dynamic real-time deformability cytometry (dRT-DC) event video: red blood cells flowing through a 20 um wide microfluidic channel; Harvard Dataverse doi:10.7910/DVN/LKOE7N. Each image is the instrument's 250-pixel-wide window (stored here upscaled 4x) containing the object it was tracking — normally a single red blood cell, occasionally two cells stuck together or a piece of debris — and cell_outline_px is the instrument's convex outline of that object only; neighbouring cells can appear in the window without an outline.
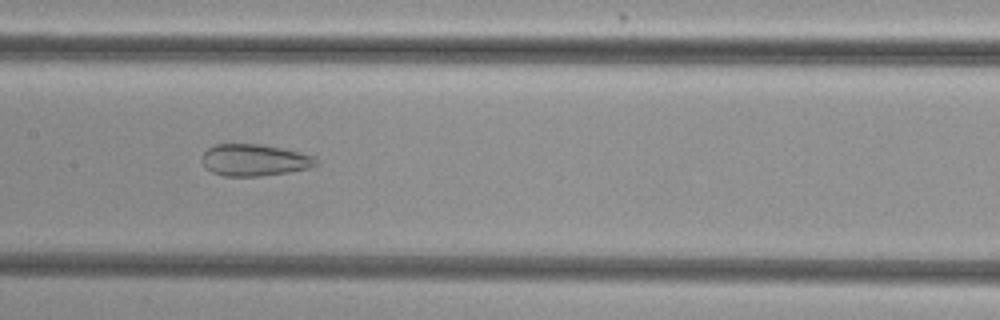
{"species": "common noctule bat (a hibernating species)", "species_latin": "Nyctalus noctula", "temperature_condition": "cold", "stored_images_in_passage": 52, "camera_frame_rate_fps": 3000, "um_per_image_px": 0.085, "animal": {"sex": "female", "body_mass_g": 29.2, "forearm_length_mm": 56.3}, "frame": {"image": 1, "passage_image": 26, "time_ms": 8.333, "image_size_px": [1000, 320], "cell_outline_px": [[320, 164], [308, 168], [288, 172], [260, 176], [224, 176], [212, 172], [204, 168], [204, 152], [208, 148], [216, 144], [260, 144], [300, 152], [316, 156]], "centroid_in_image_um": [21.67, 13.61], "position_along_channel_um": 185.7, "area_um2": 21.1}}
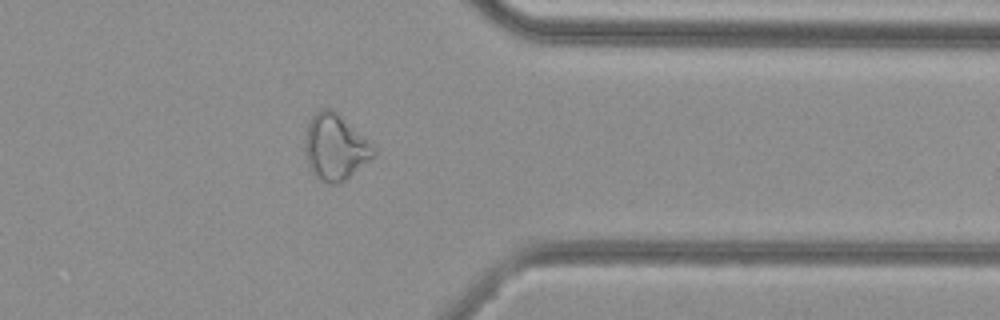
{"frame": {"image": 2, "passage_image": 42, "time_ms": 13.667, "image_size_px": [1000, 320], "cell_outline_px": [[376, 156], [344, 180], [336, 184], [328, 184], [320, 180], [312, 172], [308, 164], [304, 152], [304, 140], [308, 124], [312, 116], [320, 108], [336, 108], [376, 148]], "centroid_in_image_um": [28.5, 12.47], "position_along_channel_um": 382.9, "area_um2": 26.88}}
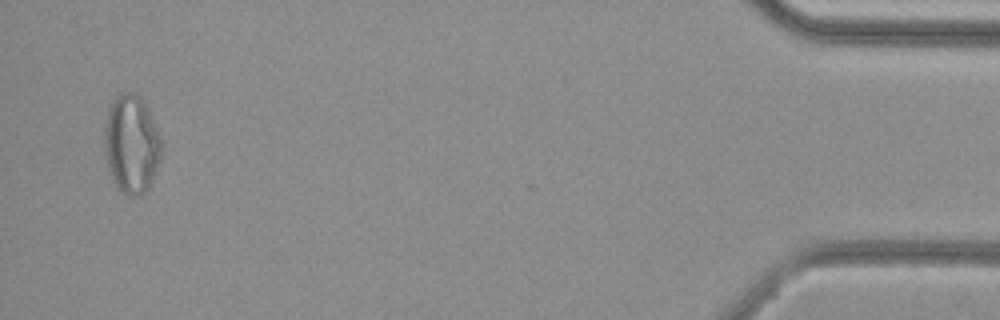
{"frame": {"image": 3, "passage_image": 51, "time_ms": 16.667, "image_size_px": [1000, 320], "cell_outline_px": [[160, 160], [152, 180], [148, 188], [140, 196], [128, 196], [120, 192], [116, 188], [108, 172], [104, 152], [104, 124], [108, 104], [120, 92], [136, 92], [144, 100], [160, 140]], "centroid_in_image_um": [11.11, 12.25], "position_along_channel_um": 424.1, "area_um2": 33.18}, "authors_computed_cell_mechanics": {"area_um2": 28.6399, "velocity_mm_per_s": 3.8572, "shape_relaxation_time_tau1_ms": null, "shape_relaxation_time_tau2_ms": 1.7785, "deformation_change_tau1": null, "deformation_change_tau2": 0.101}}